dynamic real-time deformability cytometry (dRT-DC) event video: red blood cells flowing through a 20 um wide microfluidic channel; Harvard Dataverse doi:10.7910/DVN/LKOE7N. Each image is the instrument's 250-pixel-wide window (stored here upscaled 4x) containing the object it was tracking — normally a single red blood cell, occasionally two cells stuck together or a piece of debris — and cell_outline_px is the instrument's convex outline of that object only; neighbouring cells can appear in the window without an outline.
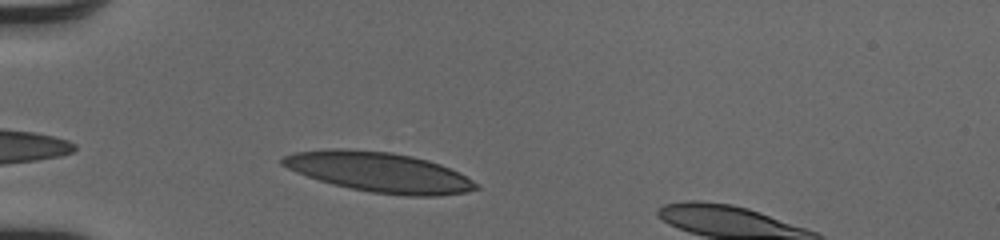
{"species": "human", "species_latin": "Homo sapiens", "temperature_condition": "cold", "stored_images_in_passage": 31, "camera_frame_rate_fps": 3000, "um_per_image_px": 0.085, "donor": {"sex": "male"}, "frame": {"image": 1, "passage_image": 3, "time_ms": 0.667, "image_size_px": [1000, 240], "cell_outline_px": [[480, 188], [468, 192], [440, 196], [408, 196], [372, 192], [332, 184], [296, 172], [280, 164], [280, 160], [284, 156], [292, 152], [328, 148], [348, 148], [392, 152], [412, 156], [428, 160], [440, 164], [480, 184]], "centroid_in_image_um": [32.22, 14.62], "position_along_channel_um": 52.8, "area_um2": 45.14}}
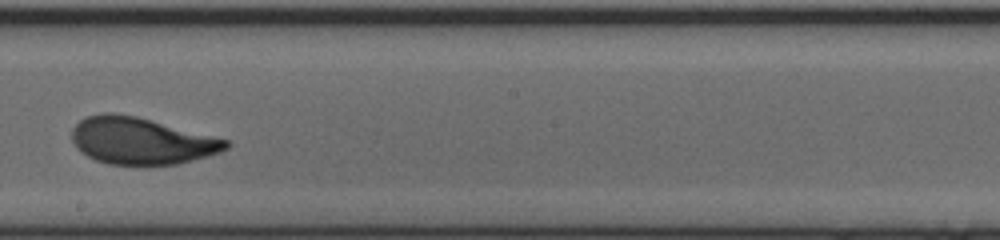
{"frame": {"image": 2, "passage_image": 18, "time_ms": 5.667, "image_size_px": [1000, 240], "cell_outline_px": [[232, 144], [228, 148], [220, 152], [208, 156], [176, 164], [108, 164], [96, 160], [80, 152], [76, 148], [72, 140], [72, 128], [84, 116], [104, 112], [112, 112], [136, 116], [228, 140]], "centroid_in_image_um": [11.97, 11.96], "position_along_channel_um": 236.2, "area_um2": 41.91}}
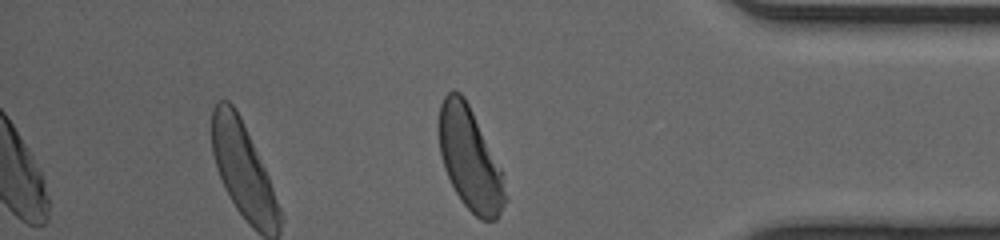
{"frame": {"image": 3, "passage_image": 31, "time_ms": 10.0, "image_size_px": [1000, 240], "cell_outline_px": [[508, 200], [496, 220], [480, 220], [460, 200], [444, 168], [440, 152], [440, 104], [444, 96], [452, 88], [456, 88], [464, 96], [500, 168]], "centroid_in_image_um": [39.94, 13.53], "position_along_channel_um": 395.3, "area_um2": 38.84}, "authors_computed_cell_mechanics": {"area_um2": 42.0784, "velocity_mm_per_s": 4.085, "shape_relaxation_time_tau1_ms": 3.1865, "shape_relaxation_time_tau2_ms": 0.8276, "deformation_change_tau1": 0.167, "deformation_change_tau2": 0.0692}}